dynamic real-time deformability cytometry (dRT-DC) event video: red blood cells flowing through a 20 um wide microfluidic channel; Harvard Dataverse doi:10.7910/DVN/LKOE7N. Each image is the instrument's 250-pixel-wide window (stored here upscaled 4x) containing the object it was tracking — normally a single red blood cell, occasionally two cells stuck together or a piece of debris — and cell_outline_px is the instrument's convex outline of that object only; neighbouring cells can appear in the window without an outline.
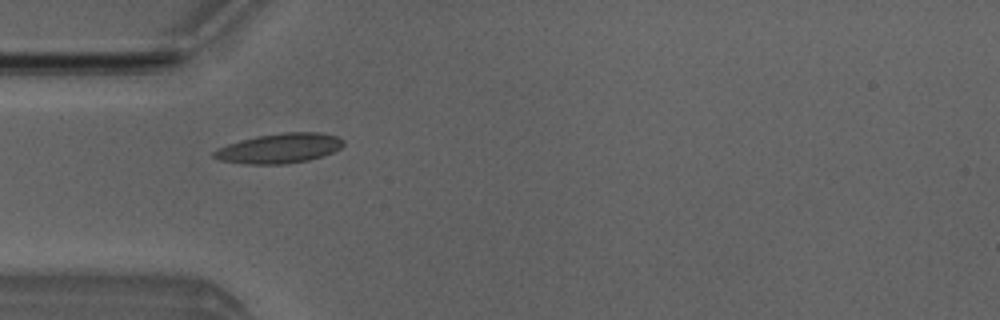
{"species": "Egyptian fruit bat (a non-hibernating species)", "species_latin": "Rousettus aegyptiacus", "temperature_condition": "room temperature", "stored_images_in_passage": 2, "camera_frame_rate_fps": 3000, "um_per_image_px": 0.085, "animal": {"sex": "male"}, "frame": {"image": 1, "passage_image": 1, "time_ms": 0.0, "image_size_px": [1000, 320], "cell_outline_px": [[344, 144], [340, 148], [332, 152], [308, 160], [284, 164], [244, 164], [220, 160], [212, 156], [212, 152], [216, 148], [240, 140], [256, 136], [284, 132], [320, 132], [336, 136], [344, 140]], "centroid_in_image_um": [23.72, 12.6], "position_along_channel_um": 61.3, "area_um2": 22.48}}